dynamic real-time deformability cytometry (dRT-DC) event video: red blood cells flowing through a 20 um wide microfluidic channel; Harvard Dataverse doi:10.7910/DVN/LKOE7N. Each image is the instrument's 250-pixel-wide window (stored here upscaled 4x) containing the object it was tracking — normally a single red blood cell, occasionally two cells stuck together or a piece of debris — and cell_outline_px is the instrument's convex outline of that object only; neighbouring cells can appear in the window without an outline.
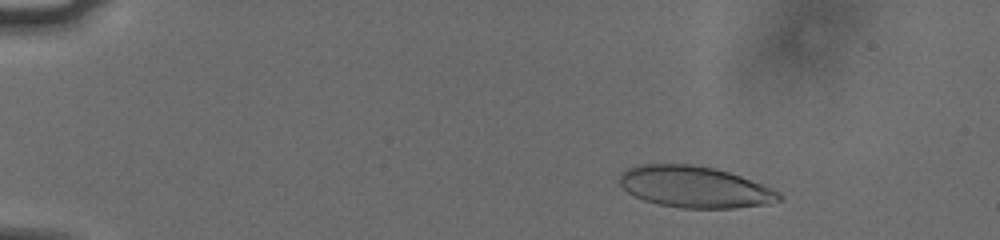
{"species": "human", "species_latin": "Homo sapiens", "temperature_condition": "cold", "stored_images_in_passage": 48, "camera_frame_rate_fps": 3000, "um_per_image_px": 0.085, "donor": {"sex": "male"}, "frame": {"image": 1, "passage_image": 8, "time_ms": 2.333, "image_size_px": [1000, 240], "cell_outline_px": [[784, 196], [780, 200], [768, 204], [736, 208], [680, 208], [660, 204], [644, 200], [628, 192], [620, 184], [620, 172], [636, 164], [692, 164], [716, 168], [740, 176], [780, 192]], "centroid_in_image_um": [59.04, 15.89], "position_along_channel_um": 26.0, "area_um2": 38.49}}
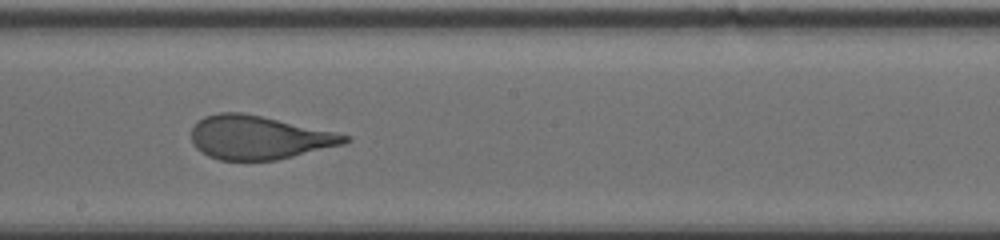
{"frame": {"image": 2, "passage_image": 32, "time_ms": 10.333, "image_size_px": [1000, 240], "cell_outline_px": [[352, 140], [344, 144], [276, 160], [220, 160], [208, 156], [196, 148], [192, 140], [192, 128], [204, 116], [220, 112], [240, 112], [260, 116], [332, 132], [348, 136]], "centroid_in_image_um": [21.96, 11.7], "position_along_channel_um": 226.2, "area_um2": 38.26}}
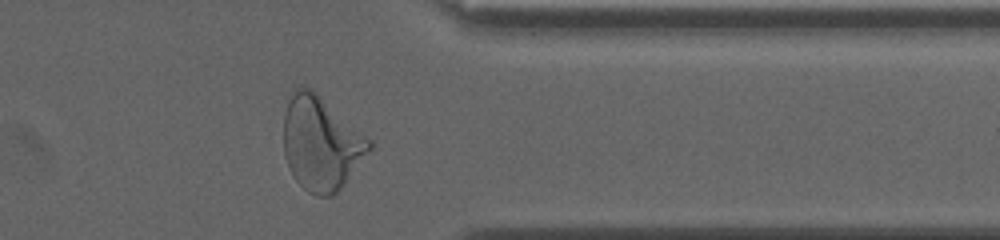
{"frame": {"image": 3, "passage_image": 45, "time_ms": 14.667, "image_size_px": [1000, 240], "cell_outline_px": [[372, 148], [344, 184], [332, 196], [316, 196], [308, 192], [296, 180], [284, 156], [284, 112], [292, 88], [312, 88], [372, 140]], "centroid_in_image_um": [27.28, 12.16], "position_along_channel_um": 384.1, "area_um2": 46.7}, "authors_computed_cell_mechanics": {"area_um2": 39.4485, "velocity_mm_per_s": 3.7705, "shape_relaxation_time_tau1_ms": 4.0837, "shape_relaxation_time_tau2_ms": 0.8303, "deformation_change_tau1": 0.1953, "deformation_change_tau2": 0.0846}}